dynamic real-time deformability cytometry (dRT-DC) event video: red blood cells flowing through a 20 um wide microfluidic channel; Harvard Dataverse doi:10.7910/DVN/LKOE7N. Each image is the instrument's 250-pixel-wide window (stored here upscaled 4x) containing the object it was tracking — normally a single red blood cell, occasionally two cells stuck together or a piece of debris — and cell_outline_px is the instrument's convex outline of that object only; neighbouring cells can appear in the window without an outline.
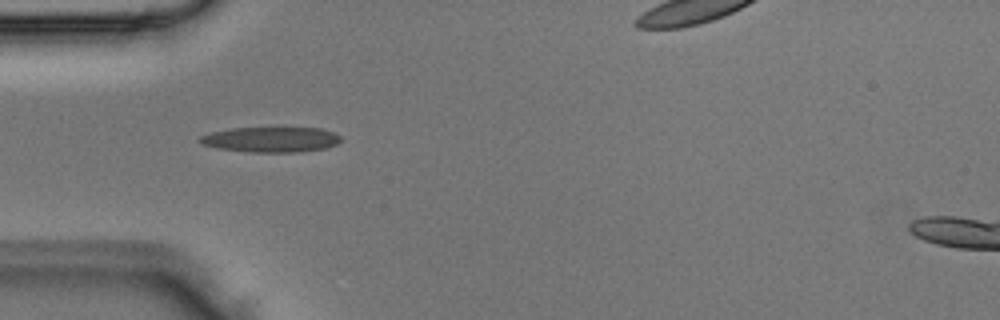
{"species": "Egyptian fruit bat (a non-hibernating species)", "species_latin": "Rousettus aegyptiacus", "temperature_condition": "room temperature", "stored_images_in_passage": 5, "camera_frame_rate_fps": 3000, "um_per_image_px": 0.085, "animal": {"sex": "male"}, "frame": {"image": 1, "passage_image": 4, "time_ms": 1.0, "image_size_px": [1000, 320], "cell_outline_px": [[344, 140], [336, 144], [324, 148], [296, 152], [252, 152], [216, 148], [200, 144], [196, 140], [200, 136], [212, 132], [232, 128], [320, 128], [332, 132], [340, 136]], "centroid_in_image_um": [23.0, 11.86], "position_along_channel_um": 62.0, "area_um2": 20.75}}